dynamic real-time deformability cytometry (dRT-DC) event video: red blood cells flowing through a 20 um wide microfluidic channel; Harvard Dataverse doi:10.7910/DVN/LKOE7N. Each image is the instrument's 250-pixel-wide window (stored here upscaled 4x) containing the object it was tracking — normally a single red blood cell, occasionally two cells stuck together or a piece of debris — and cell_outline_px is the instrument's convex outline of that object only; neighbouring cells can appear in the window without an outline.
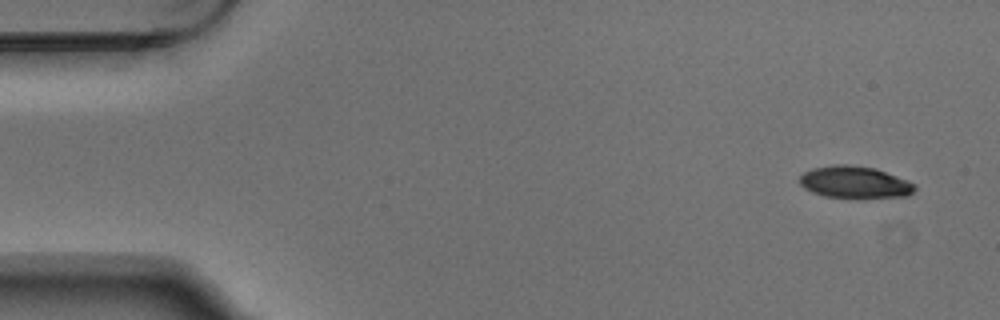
{"species": "Egyptian fruit bat (a non-hibernating species)", "species_latin": "Rousettus aegyptiacus", "temperature_condition": "warm", "stored_images_in_passage": 5, "segment_of_instrument_passage": [1, 2], "camera_frame_rate_fps": 3000, "um_per_image_px": 0.085, "animal": {"sex": "male"}, "frame": {"image": 1, "passage_image": 1, "time_ms": 0.0, "image_size_px": [1000, 320], "cell_outline_px": [[916, 188], [908, 196], [860, 200], [824, 196], [812, 192], [804, 188], [800, 184], [800, 176], [804, 172], [812, 168], [836, 164], [844, 164], [876, 168], [908, 180], [916, 184]], "centroid_in_image_um": [72.69, 15.52], "position_along_channel_um": 12.3, "area_um2": 22.2}}
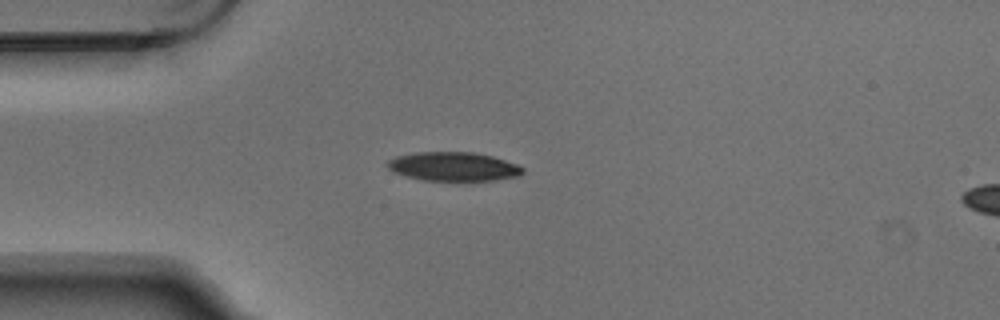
{"frame": {"image": 2, "passage_image": 4, "time_ms": 1.0, "image_size_px": [1000, 320], "cell_outline_px": [[524, 172], [520, 176], [492, 180], [424, 180], [404, 176], [392, 172], [384, 164], [388, 160], [396, 156], [416, 152], [476, 152], [492, 156], [516, 164], [524, 168]], "centroid_in_image_um": [38.5, 14.15], "position_along_channel_um": 46.5, "area_um2": 22.89}}